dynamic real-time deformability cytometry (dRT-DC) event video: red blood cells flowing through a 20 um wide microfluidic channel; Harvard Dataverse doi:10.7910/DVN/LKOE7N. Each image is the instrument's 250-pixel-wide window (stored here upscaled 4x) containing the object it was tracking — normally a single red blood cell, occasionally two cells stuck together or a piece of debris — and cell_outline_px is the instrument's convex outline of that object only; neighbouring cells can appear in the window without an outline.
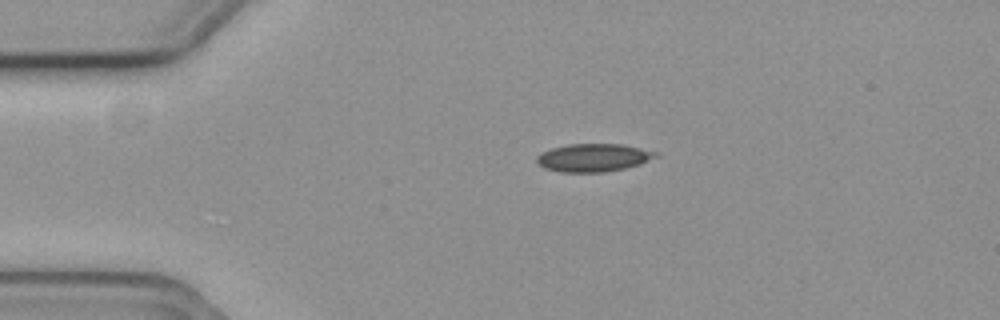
{"species": "common noctule bat (a hibernating species)", "species_latin": "Nyctalus noctula", "temperature_condition": "cold", "stored_images_in_passage": 5, "camera_frame_rate_fps": 3000, "um_per_image_px": 0.085, "animal": {"sex": "female", "body_mass_g": 19.3, "forearm_length_mm": 54.1}, "frame": {"image": 1, "passage_image": 1, "time_ms": 0.0, "image_size_px": [1000, 320], "cell_outline_px": [[660, 156], [640, 164], [624, 168], [604, 172], [560, 172], [544, 168], [536, 164], [536, 156], [552, 148], [568, 144], [624, 144], [660, 152]], "centroid_in_image_um": [50.48, 13.4], "position_along_channel_um": 34.5, "area_um2": 19.59}}